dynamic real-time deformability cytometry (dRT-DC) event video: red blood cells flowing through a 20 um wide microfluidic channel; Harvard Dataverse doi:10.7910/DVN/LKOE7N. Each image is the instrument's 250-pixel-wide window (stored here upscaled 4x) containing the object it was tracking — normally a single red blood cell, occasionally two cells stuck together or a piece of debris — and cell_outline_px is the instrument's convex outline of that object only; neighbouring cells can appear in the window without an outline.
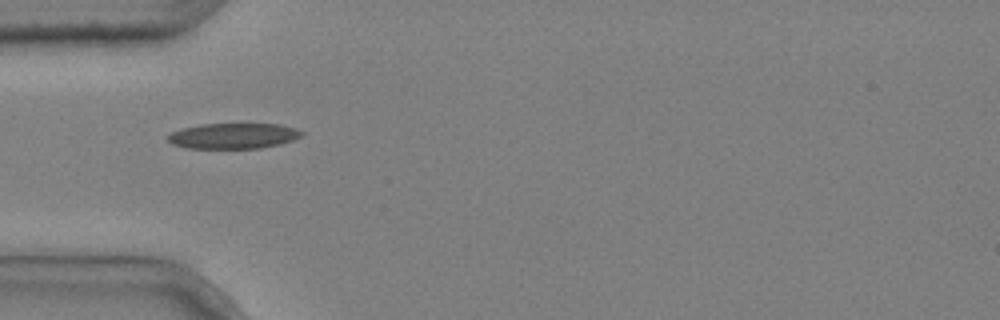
{"species": "common noctule bat (a hibernating species)", "species_latin": "Nyctalus noctula", "temperature_condition": "cold", "stored_images_in_passage": 8, "camera_frame_rate_fps": 3000, "um_per_image_px": 0.085, "animal": {"sex": "male", "body_mass_g": 20.4}, "frame": {"image": 1, "passage_image": 5, "time_ms": 1.333, "image_size_px": [1000, 320], "cell_outline_px": [[304, 136], [280, 144], [260, 148], [188, 148], [172, 144], [168, 140], [168, 136], [172, 132], [180, 128], [200, 124], [280, 124], [296, 128], [304, 132]], "centroid_in_image_um": [19.86, 11.54], "position_along_channel_um": 65.1, "area_um2": 20.0}}